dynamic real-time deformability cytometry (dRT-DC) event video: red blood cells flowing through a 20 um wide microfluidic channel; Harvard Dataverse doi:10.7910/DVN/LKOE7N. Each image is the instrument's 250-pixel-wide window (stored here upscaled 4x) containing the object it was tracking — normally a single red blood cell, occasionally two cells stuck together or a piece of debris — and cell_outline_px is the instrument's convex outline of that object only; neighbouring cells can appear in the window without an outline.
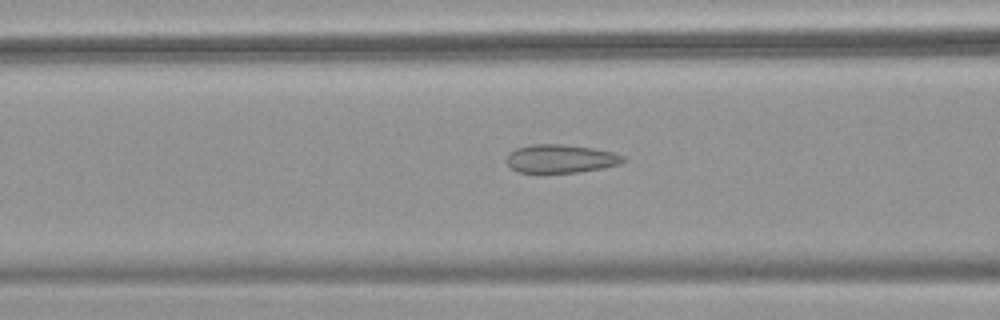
{"species": "common noctule bat (a hibernating species)", "species_latin": "Nyctalus noctula", "temperature_condition": "warm", "stored_images_in_passage": 47, "camera_frame_rate_fps": 3000, "um_per_image_px": 0.085, "animal": {"sex": "female", "body_mass_g": 18.4}, "frame": {"image": 1, "passage_image": 15, "time_ms": 4.667, "image_size_px": [1000, 320], "cell_outline_px": [[628, 160], [620, 164], [580, 172], [520, 172], [512, 168], [508, 164], [508, 152], [516, 148], [532, 144], [564, 144], [592, 148], [612, 152], [624, 156]], "centroid_in_image_um": [47.68, 13.48], "position_along_channel_um": 118.9, "area_um2": 19.13}}
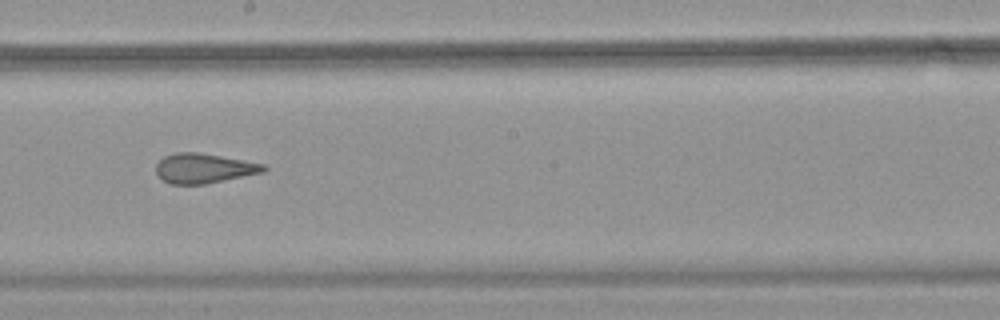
{"frame": {"image": 2, "passage_image": 24, "time_ms": 7.667, "image_size_px": [1000, 320], "cell_outline_px": [[268, 168], [264, 172], [204, 184], [168, 184], [160, 180], [156, 172], [156, 164], [164, 156], [176, 152], [196, 152], [220, 156], [264, 164]], "centroid_in_image_um": [17.28, 14.31], "position_along_channel_um": 230.9, "area_um2": 18.61}}
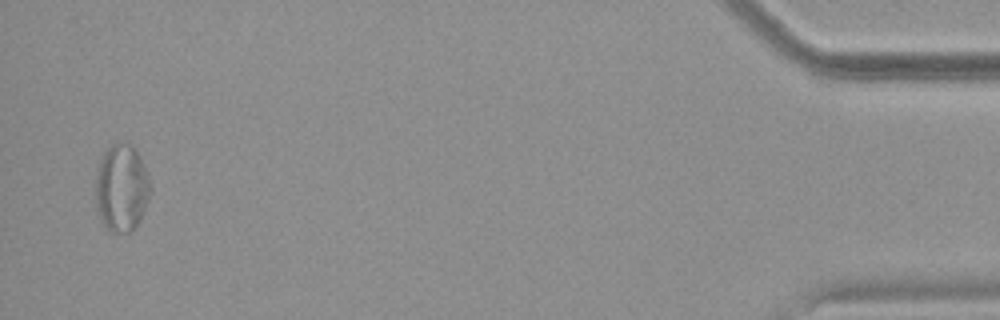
{"frame": {"image": 3, "passage_image": 46, "time_ms": 15.0, "image_size_px": [1000, 320], "cell_outline_px": [[152, 192], [140, 220], [128, 232], [112, 232], [100, 220], [96, 208], [96, 172], [100, 160], [104, 152], [116, 140], [128, 144], [136, 152], [152, 184]], "centroid_in_image_um": [10.33, 15.98], "position_along_channel_um": 424.9, "area_um2": 27.8}, "authors_computed_cell_mechanics": {"area_um2": 20.5768, "velocity_mm_per_s": 3.7451, "shape_relaxation_time_tau1_ms": null, "shape_relaxation_time_tau2_ms": 1.4049, "deformation_change_tau1": null, "deformation_change_tau2": 0.0868}}